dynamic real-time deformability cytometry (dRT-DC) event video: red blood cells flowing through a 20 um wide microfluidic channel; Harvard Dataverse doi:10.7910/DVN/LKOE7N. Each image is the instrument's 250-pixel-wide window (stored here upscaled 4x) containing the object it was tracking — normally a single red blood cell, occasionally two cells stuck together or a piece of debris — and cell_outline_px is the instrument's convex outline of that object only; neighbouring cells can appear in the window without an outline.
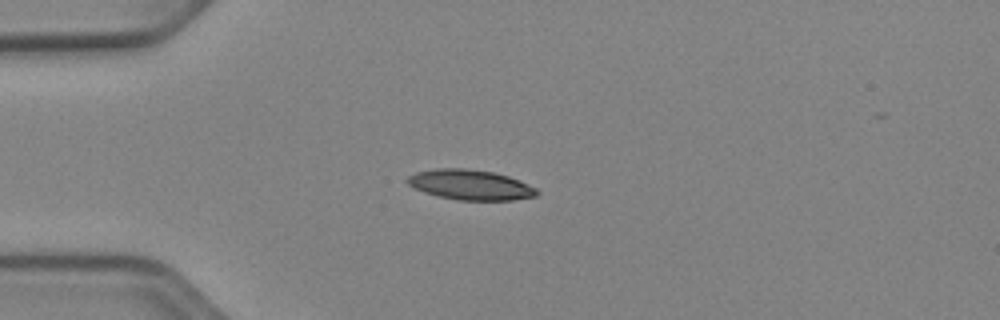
{"species": "Egyptian fruit bat (a non-hibernating species)", "species_latin": "Rousettus aegyptiacus", "temperature_condition": "cold", "stored_images_in_passage": 39, "camera_frame_rate_fps": 3000, "um_per_image_px": 0.085, "animal": {"sex": "female"}, "frame": {"image": 1, "passage_image": 1, "time_ms": 0.0, "image_size_px": [1000, 320], "cell_outline_px": [[540, 192], [536, 196], [512, 200], [460, 200], [440, 196], [424, 192], [408, 184], [404, 180], [408, 176], [416, 172], [436, 168], [464, 168], [492, 172], [508, 176], [536, 188]], "centroid_in_image_um": [39.96, 15.7], "position_along_channel_um": 45.0, "area_um2": 22.54}}
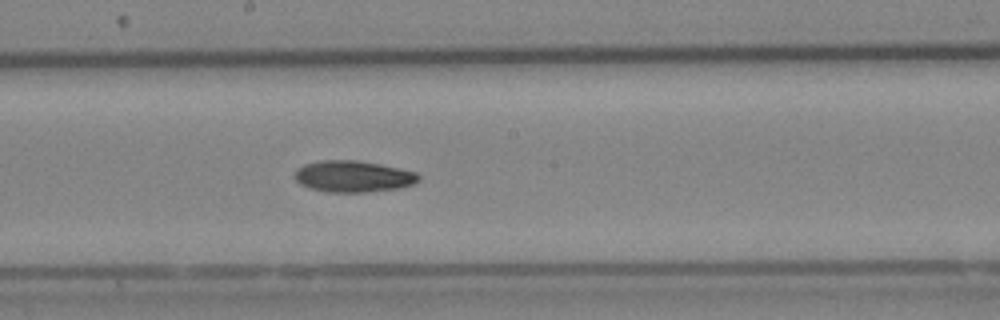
{"frame": {"image": 2, "passage_image": 16, "time_ms": 5.0, "image_size_px": [1000, 320], "cell_outline_px": [[420, 180], [416, 184], [400, 188], [368, 192], [328, 192], [312, 188], [296, 180], [296, 168], [304, 164], [320, 160], [356, 160], [380, 164], [416, 172], [420, 176]], "centroid_in_image_um": [30.08, 14.99], "position_along_channel_um": 218.1, "area_um2": 22.66}}
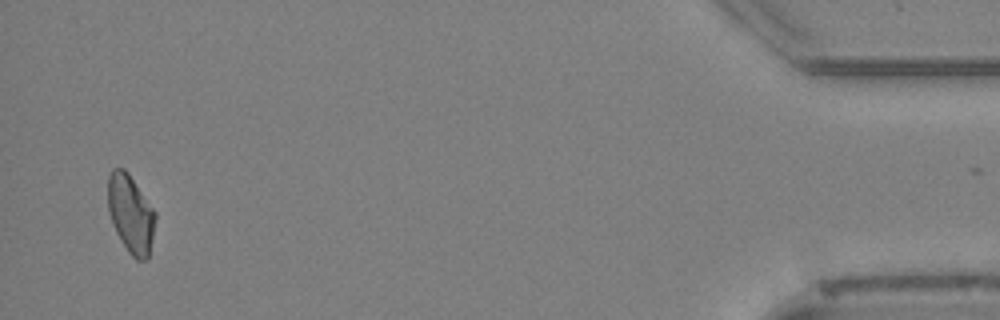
{"frame": {"image": 3, "passage_image": 38, "time_ms": 12.333, "image_size_px": [1000, 320], "cell_outline_px": [[156, 216], [148, 256], [144, 260], [136, 260], [128, 252], [120, 240], [116, 232], [108, 208], [108, 176], [112, 168], [124, 168], [128, 172], [156, 212]], "centroid_in_image_um": [11.1, 18.15], "position_along_channel_um": 424.1, "area_um2": 21.39}, "authors_computed_cell_mechanics": {"area_um2": 22.0796, "velocity_mm_per_s": 3.907, "shape_relaxation_time_tau1_ms": 6.9251, "shape_relaxation_time_tau2_ms": null, "deformation_change_tau1": 0.1291, "deformation_change_tau2": null}}